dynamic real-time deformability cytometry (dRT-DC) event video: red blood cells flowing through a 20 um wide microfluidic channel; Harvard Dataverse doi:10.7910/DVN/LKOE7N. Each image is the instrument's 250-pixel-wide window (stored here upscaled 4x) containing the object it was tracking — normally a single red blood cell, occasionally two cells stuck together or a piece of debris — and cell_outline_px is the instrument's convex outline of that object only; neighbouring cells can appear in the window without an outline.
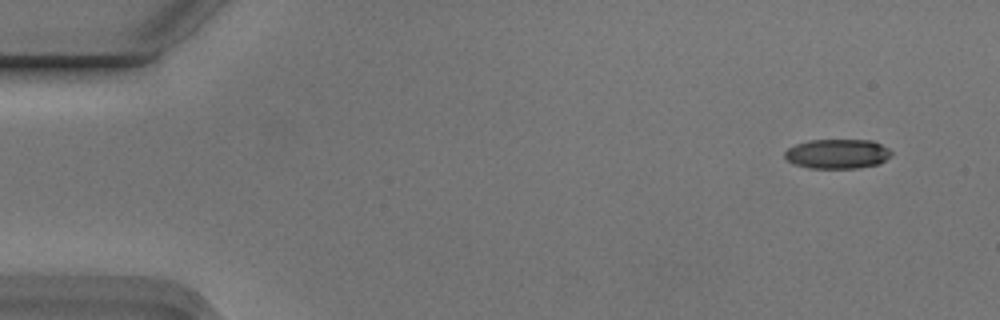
{"species": "Egyptian fruit bat (a non-hibernating species)", "species_latin": "Rousettus aegyptiacus", "temperature_condition": "cold", "stored_images_in_passage": 5, "camera_frame_rate_fps": 3000, "um_per_image_px": 0.085, "animal": {"sex": "male"}, "frame": {"image": 1, "passage_image": 1, "time_ms": 0.0, "image_size_px": [1000, 320], "cell_outline_px": [[892, 156], [880, 164], [860, 168], [808, 168], [796, 164], [788, 160], [784, 156], [784, 152], [788, 148], [796, 144], [808, 140], [872, 140], [888, 148], [892, 152]], "centroid_in_image_um": [71.21, 13.08], "position_along_channel_um": 13.8, "area_um2": 18.5}}
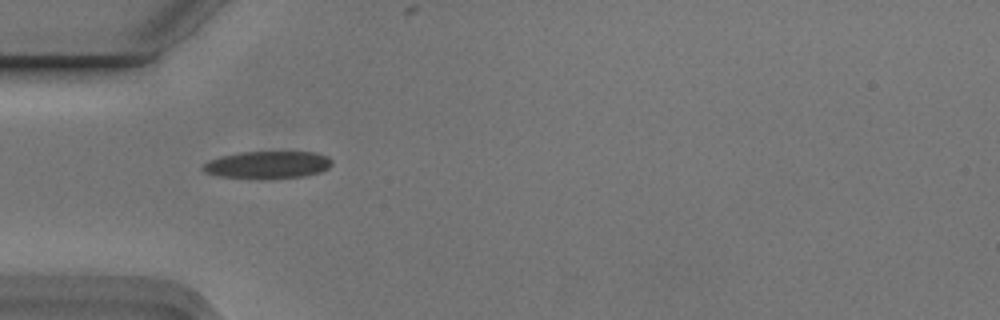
{"frame": {"image": 2, "passage_image": 4, "time_ms": 1.0, "image_size_px": [1000, 320], "cell_outline_px": [[332, 164], [328, 168], [320, 172], [304, 176], [260, 180], [220, 176], [204, 172], [200, 168], [208, 160], [220, 156], [240, 152], [316, 152], [328, 156], [332, 160]], "centroid_in_image_um": [22.73, 14.02], "position_along_channel_um": 62.3, "area_um2": 20.98}}
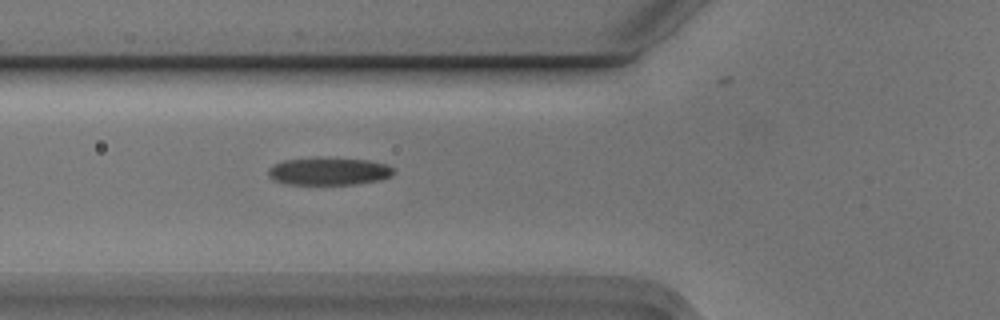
{"frame": {"image": 3, "passage_image": 5, "time_ms": 1.333, "image_size_px": [1000, 320], "cell_outline_px": [[396, 172], [392, 176], [380, 180], [356, 184], [284, 184], [272, 180], [268, 176], [268, 168], [272, 164], [284, 160], [316, 156], [320, 156], [368, 160], [388, 164]], "centroid_in_image_um": [27.92, 14.54], "position_along_channel_um": 97.9, "area_um2": 20.87}}